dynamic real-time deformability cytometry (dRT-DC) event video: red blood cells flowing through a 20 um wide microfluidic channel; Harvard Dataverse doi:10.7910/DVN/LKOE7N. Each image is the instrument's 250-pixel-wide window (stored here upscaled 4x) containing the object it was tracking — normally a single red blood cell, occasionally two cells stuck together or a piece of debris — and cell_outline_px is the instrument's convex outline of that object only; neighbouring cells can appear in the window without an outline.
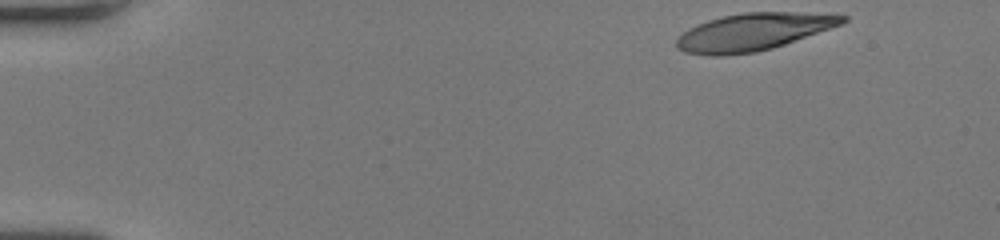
{"species": "human", "species_latin": "Homo sapiens", "temperature_condition": "room temperature", "stored_images_in_passage": 10, "camera_frame_rate_fps": 3000, "um_per_image_px": 0.085, "donor": {"sex": "female"}, "frame": {"image": 1, "passage_image": 1, "time_ms": 0.0, "image_size_px": [1000, 240], "cell_outline_px": [[848, 20], [840, 24], [784, 44], [772, 48], [756, 52], [724, 56], [712, 56], [684, 52], [676, 48], [676, 40], [688, 28], [708, 20], [724, 16], [744, 12], [792, 12], [848, 16]], "centroid_in_image_um": [63.95, 2.72], "position_along_channel_um": 21.0, "area_um2": 35.6}}